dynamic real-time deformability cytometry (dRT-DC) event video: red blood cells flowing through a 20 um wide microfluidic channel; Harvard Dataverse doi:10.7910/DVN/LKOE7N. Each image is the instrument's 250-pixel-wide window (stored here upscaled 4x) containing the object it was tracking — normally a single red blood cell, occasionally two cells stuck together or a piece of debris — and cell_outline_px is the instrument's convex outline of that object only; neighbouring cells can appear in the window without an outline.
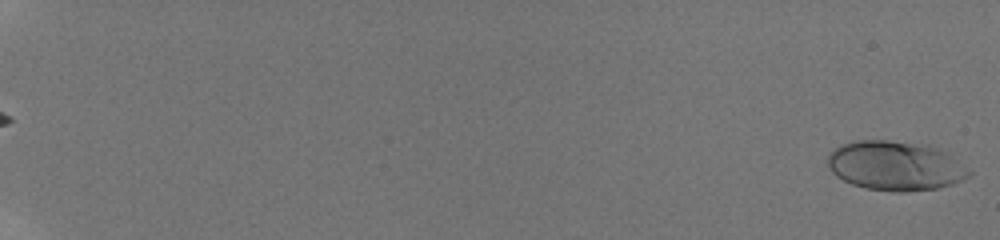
{"species": "human", "species_latin": "Homo sapiens", "temperature_condition": "room temperature", "stored_images_in_passage": 32, "camera_frame_rate_fps": 3000, "um_per_image_px": 0.085, "donor": {"sex": "male"}, "frame": {"image": 1, "passage_image": 1, "time_ms": 0.0, "image_size_px": [1000, 240], "cell_outline_px": [[972, 176], [964, 180], [952, 184], [936, 188], [904, 192], [892, 192], [864, 188], [852, 184], [836, 176], [828, 168], [828, 156], [840, 144], [860, 140], [884, 140], [928, 144], [944, 152], [972, 172]], "centroid_in_image_um": [76.09, 14.1], "position_along_channel_um": 8.9, "area_um2": 40.63}}
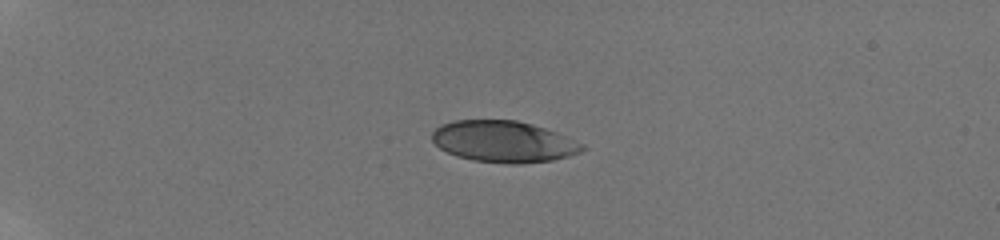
{"frame": {"image": 2, "passage_image": 23, "time_ms": 5.333, "image_size_px": [1000, 240], "cell_outline_px": [[588, 148], [580, 152], [568, 156], [552, 160], [520, 164], [508, 164], [472, 160], [456, 156], [440, 148], [432, 140], [432, 132], [440, 124], [452, 120], [516, 120], [532, 124], [556, 132], [584, 144]], "centroid_in_image_um": [42.8, 12.03], "position_along_channel_um": 42.2, "area_um2": 36.36}}